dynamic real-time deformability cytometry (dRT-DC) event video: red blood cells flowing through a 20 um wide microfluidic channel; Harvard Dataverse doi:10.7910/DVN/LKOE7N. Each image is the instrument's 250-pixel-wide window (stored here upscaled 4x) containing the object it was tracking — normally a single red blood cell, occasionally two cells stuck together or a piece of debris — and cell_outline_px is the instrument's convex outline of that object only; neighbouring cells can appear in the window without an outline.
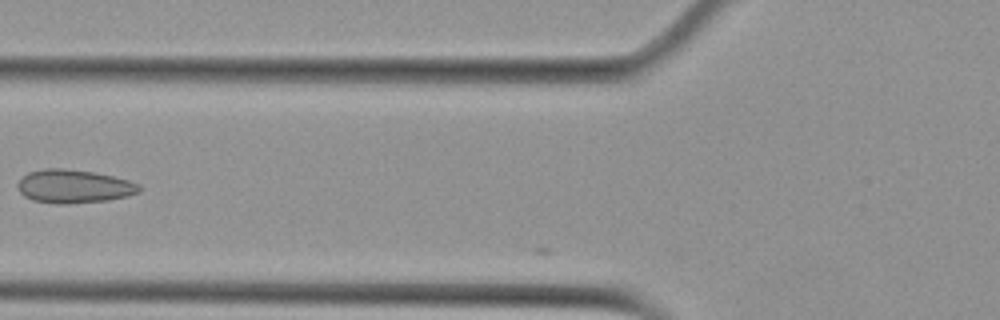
{"species": "Egyptian fruit bat (a non-hibernating species)", "species_latin": "Rousettus aegyptiacus", "temperature_condition": "cold", "stored_images_in_passage": 3, "camera_frame_rate_fps": 3000, "um_per_image_px": 0.085, "animal": {"sex": "female"}, "frame": {"image": 1, "passage_image": 2, "time_ms": 0.333, "image_size_px": [1000, 320], "cell_outline_px": [[140, 192], [128, 196], [108, 200], [68, 204], [56, 204], [32, 200], [24, 196], [16, 188], [16, 184], [28, 172], [44, 168], [64, 168], [96, 172], [128, 180], [140, 184]], "centroid_in_image_um": [6.27, 15.84], "position_along_channel_um": 119.5, "area_um2": 23.93}}